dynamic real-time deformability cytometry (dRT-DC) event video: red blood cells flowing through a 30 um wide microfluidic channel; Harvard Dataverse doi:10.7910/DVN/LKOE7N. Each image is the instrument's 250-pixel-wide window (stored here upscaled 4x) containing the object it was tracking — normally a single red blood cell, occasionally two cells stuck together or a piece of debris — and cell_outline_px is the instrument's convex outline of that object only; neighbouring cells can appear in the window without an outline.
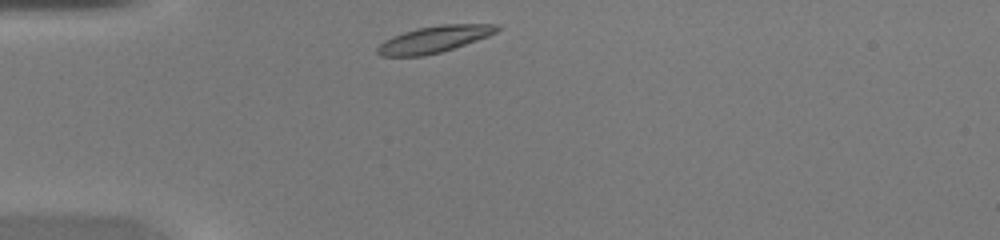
{"species": "common noctule bat (a hibernating species)", "species_latin": "Nyctalus noctula", "temperature_condition": "warm", "stored_images_in_passage": 29, "camera_frame_rate_fps": 3000, "um_per_image_px": 0.085, "animal": {"sex": "female", "body_mass_g": 20.0, "forearm_length_mm": 54.0}, "frame": {"image": 1, "passage_image": 1, "time_ms": 0.0, "image_size_px": [1000, 240], "cell_outline_px": [[500, 28], [496, 32], [488, 36], [440, 52], [424, 56], [380, 56], [376, 52], [376, 48], [384, 40], [392, 36], [416, 28], [440, 24], [496, 24]], "centroid_in_image_um": [36.86, 3.33], "position_along_channel_um": 48.1, "area_um2": 18.44}}
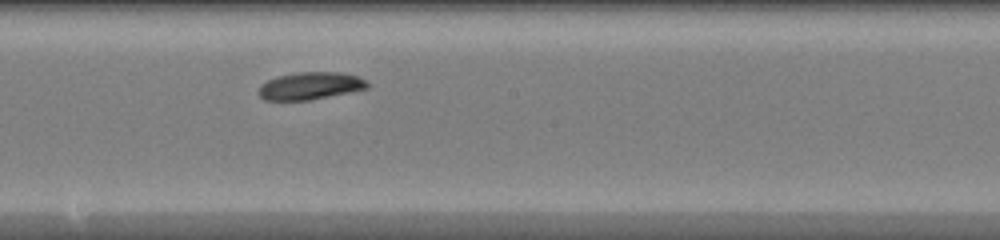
{"frame": {"image": 2, "passage_image": 14, "time_ms": 4.333, "image_size_px": [1000, 240], "cell_outline_px": [[368, 88], [312, 100], [264, 100], [256, 92], [260, 84], [268, 80], [280, 76], [300, 72], [340, 72], [356, 76], [364, 80], [368, 84]], "centroid_in_image_um": [26.33, 7.31], "position_along_channel_um": 221.9, "area_um2": 17.28}}
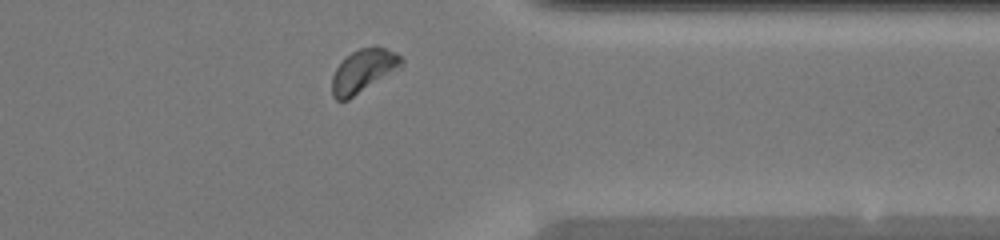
{"frame": {"image": 3, "passage_image": 25, "time_ms": 8.0, "image_size_px": [1000, 240], "cell_outline_px": [[404, 64], [400, 68], [348, 100], [336, 100], [332, 96], [332, 76], [336, 68], [352, 52], [360, 48], [376, 44], [396, 52], [404, 60]], "centroid_in_image_um": [30.92, 6.0], "position_along_channel_um": 380.5, "area_um2": 17.57}}